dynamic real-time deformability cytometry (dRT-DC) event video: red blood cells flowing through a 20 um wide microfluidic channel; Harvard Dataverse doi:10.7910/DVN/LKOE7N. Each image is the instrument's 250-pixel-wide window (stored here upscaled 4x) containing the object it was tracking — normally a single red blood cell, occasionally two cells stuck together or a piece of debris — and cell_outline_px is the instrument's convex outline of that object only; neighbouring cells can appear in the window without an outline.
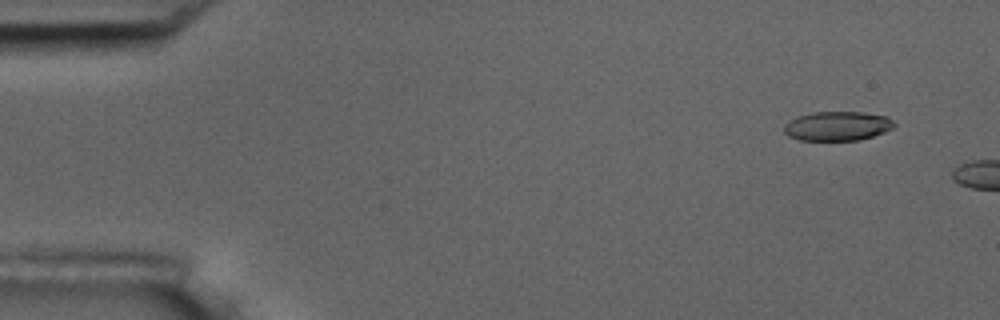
{"species": "common noctule bat (a hibernating species)", "species_latin": "Nyctalus noctula", "temperature_condition": "room temperature", "stored_images_in_passage": 3, "camera_frame_rate_fps": 3000, "um_per_image_px": 0.085, "animal": {"sex": "male", "body_mass_g": 17.5, "forearm_length_mm": 52.3}, "frame": {"image": 1, "passage_image": 1, "time_ms": 0.0, "image_size_px": [1000, 320], "cell_outline_px": [[896, 124], [892, 128], [884, 132], [860, 140], [800, 140], [788, 136], [784, 132], [784, 124], [796, 116], [812, 112], [864, 112], [888, 116]], "centroid_in_image_um": [71.17, 10.7], "position_along_channel_um": 13.8, "area_um2": 18.9}}